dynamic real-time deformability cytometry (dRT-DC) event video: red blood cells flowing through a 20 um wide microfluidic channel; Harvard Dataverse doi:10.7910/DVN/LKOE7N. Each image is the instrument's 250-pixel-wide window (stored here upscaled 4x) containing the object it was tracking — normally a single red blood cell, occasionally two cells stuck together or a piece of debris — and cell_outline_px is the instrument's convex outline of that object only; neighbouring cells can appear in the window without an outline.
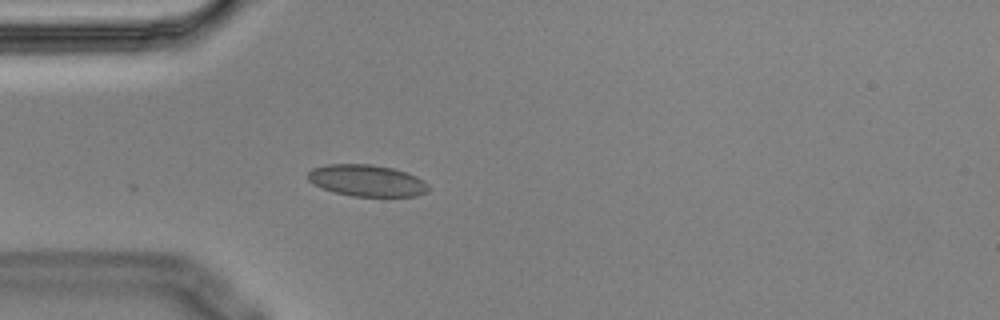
{"species": "Egyptian fruit bat (a non-hibernating species)", "species_latin": "Rousettus aegyptiacus", "temperature_condition": "cold", "stored_images_in_passage": 3, "camera_frame_rate_fps": 3000, "um_per_image_px": 0.085, "animal": {"sex": "male"}, "frame": {"image": 1, "passage_image": 3, "time_ms": 0.667, "image_size_px": [1000, 320], "cell_outline_px": [[432, 188], [416, 196], [352, 196], [336, 192], [312, 184], [308, 180], [308, 172], [312, 168], [328, 164], [372, 164], [392, 168], [416, 176], [428, 184]], "centroid_in_image_um": [31.17, 15.34], "position_along_channel_um": 53.8, "area_um2": 22.08}}